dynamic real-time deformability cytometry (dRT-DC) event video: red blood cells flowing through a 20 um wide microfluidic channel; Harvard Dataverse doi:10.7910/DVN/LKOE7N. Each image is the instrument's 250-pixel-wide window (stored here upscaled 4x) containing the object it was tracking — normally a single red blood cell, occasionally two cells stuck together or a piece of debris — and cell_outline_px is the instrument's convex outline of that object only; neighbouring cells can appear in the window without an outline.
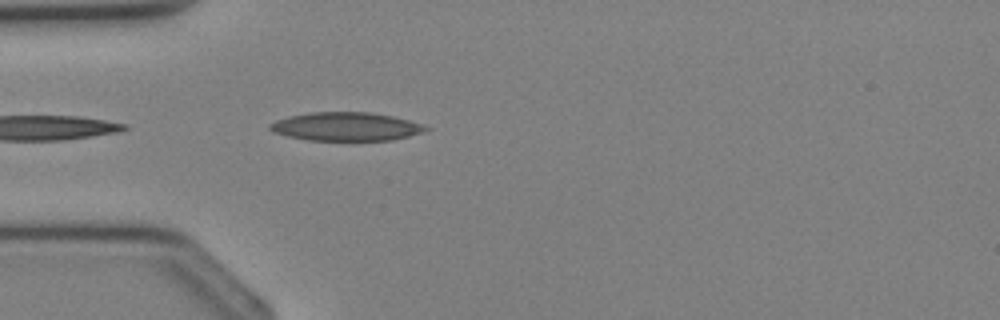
{"species": "Egyptian fruit bat (a non-hibernating species)", "species_latin": "Rousettus aegyptiacus", "temperature_condition": "cold", "stored_images_in_passage": 18, "camera_frame_rate_fps": 3000, "um_per_image_px": 0.085, "animal": {"sex": "female"}, "frame": {"image": 1, "passage_image": 1, "time_ms": 0.0, "image_size_px": [1000, 320], "cell_outline_px": [[432, 128], [424, 132], [392, 140], [308, 140], [288, 136], [272, 132], [268, 128], [268, 124], [276, 120], [288, 116], [308, 112], [372, 112], [392, 116], [424, 124]], "centroid_in_image_um": [29.41, 10.75], "position_along_channel_um": 55.6, "area_um2": 26.07}}
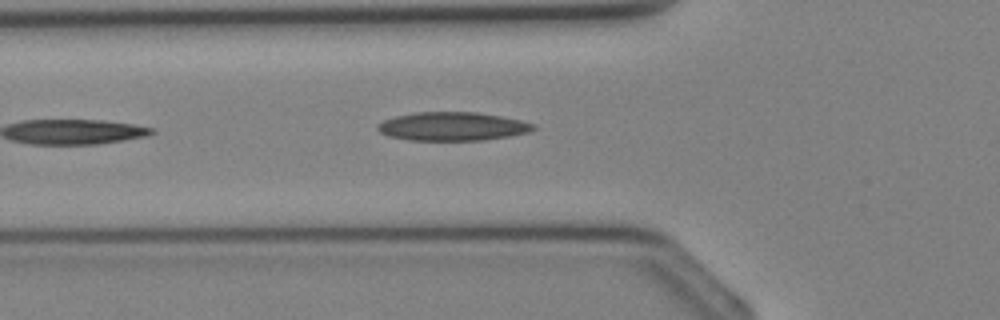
{"frame": {"image": 2, "passage_image": 3, "time_ms": 0.667, "image_size_px": [1000, 320], "cell_outline_px": [[536, 128], [528, 132], [508, 136], [484, 140], [408, 140], [388, 136], [380, 132], [376, 128], [376, 124], [384, 120], [396, 116], [416, 112], [476, 112], [500, 116], [520, 120], [536, 124]], "centroid_in_image_um": [38.44, 10.74], "position_along_channel_um": 87.4, "area_um2": 25.89}}